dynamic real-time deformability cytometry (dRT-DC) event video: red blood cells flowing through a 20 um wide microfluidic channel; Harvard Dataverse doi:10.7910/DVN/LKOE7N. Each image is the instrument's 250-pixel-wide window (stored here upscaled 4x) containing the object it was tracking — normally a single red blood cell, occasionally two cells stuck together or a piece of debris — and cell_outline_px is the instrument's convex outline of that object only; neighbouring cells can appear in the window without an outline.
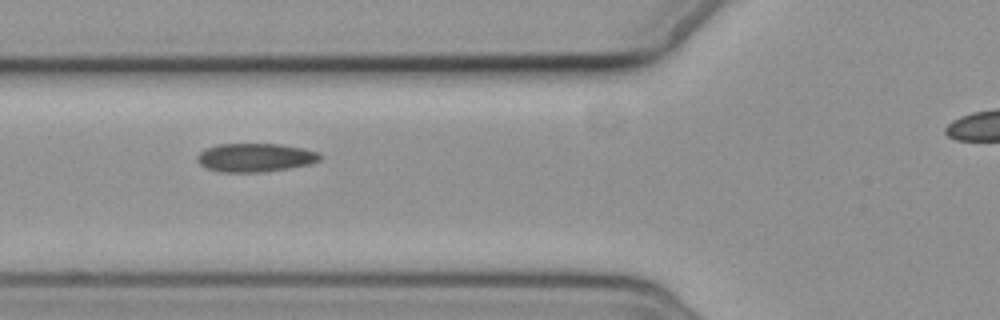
{"species": "common noctule bat (a hibernating species)", "species_latin": "Nyctalus noctula", "temperature_condition": "cold", "stored_images_in_passage": 9, "camera_frame_rate_fps": 3000, "um_per_image_px": 0.085, "animal": {"sex": "female", "body_mass_g": 19.3, "forearm_length_mm": 54.1}, "frame": {"image": 1, "passage_image": 2, "time_ms": 1.0, "image_size_px": [1000, 320], "cell_outline_px": [[324, 156], [320, 160], [308, 164], [288, 168], [264, 172], [220, 172], [204, 168], [196, 160], [196, 156], [200, 152], [208, 148], [220, 144], [280, 144], [304, 148], [320, 152]], "centroid_in_image_um": [21.71, 13.39], "position_along_channel_um": 104.1, "area_um2": 20.58}}
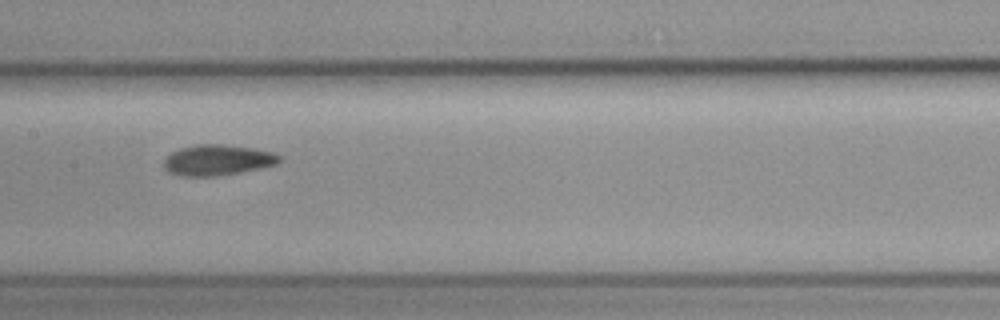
{"frame": {"image": 2, "passage_image": 4, "time_ms": 3.333, "image_size_px": [1000, 320], "cell_outline_px": [[284, 160], [280, 164], [240, 172], [216, 176], [180, 176], [168, 172], [164, 168], [164, 160], [172, 152], [180, 148], [196, 144], [220, 144], [252, 148], [272, 152], [280, 156]], "centroid_in_image_um": [18.51, 13.61], "position_along_channel_um": 188.9, "area_um2": 20.75}}
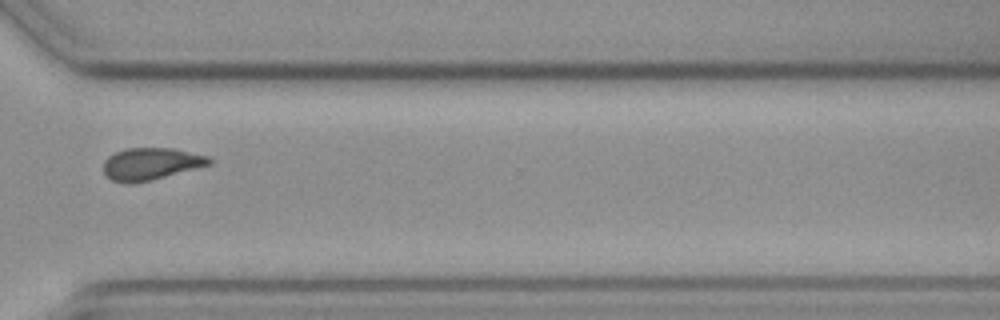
{"frame": {"image": 3, "passage_image": 8, "time_ms": 8.0, "image_size_px": [1000, 320], "cell_outline_px": [[212, 164], [148, 180], [128, 184], [112, 180], [104, 172], [104, 160], [108, 156], [116, 152], [128, 148], [172, 148], [208, 156], [212, 160]], "centroid_in_image_um": [12.81, 13.91], "position_along_channel_um": 357.8, "area_um2": 19.42}}